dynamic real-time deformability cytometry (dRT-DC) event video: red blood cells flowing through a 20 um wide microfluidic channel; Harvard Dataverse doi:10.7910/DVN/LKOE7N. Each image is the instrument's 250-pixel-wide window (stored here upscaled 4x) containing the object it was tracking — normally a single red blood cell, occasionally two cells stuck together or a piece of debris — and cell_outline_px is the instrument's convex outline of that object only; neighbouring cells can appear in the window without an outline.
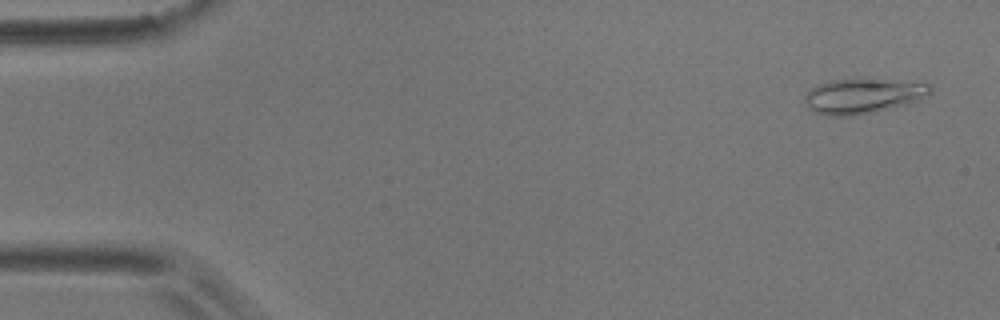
{"species": "common noctule bat (a hibernating species)", "species_latin": "Nyctalus noctula", "temperature_condition": "room temperature", "stored_images_in_passage": 55, "camera_frame_rate_fps": 3000, "um_per_image_px": 0.085, "animal": {"sex": "male", "body_mass_g": 17.9}, "frame": {"image": 1, "passage_image": 3, "time_ms": 0.667, "image_size_px": [1000, 320], "cell_outline_px": [[932, 92], [908, 104], [852, 116], [828, 116], [812, 112], [808, 108], [804, 100], [804, 96], [812, 88], [828, 80], [896, 80], [932, 84]], "centroid_in_image_um": [73.32, 8.17], "position_along_channel_um": 11.7, "area_um2": 25.32}}
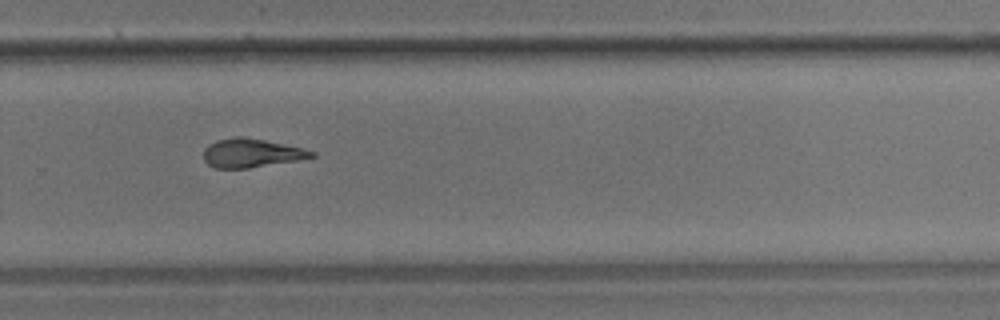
{"frame": {"image": 2, "passage_image": 37, "time_ms": 12.0, "image_size_px": [1000, 320], "cell_outline_px": [[316, 156], [296, 160], [248, 168], [212, 168], [204, 160], [204, 148], [208, 144], [216, 140], [236, 136], [244, 136], [264, 140], [300, 148], [316, 152]], "centroid_in_image_um": [21.3, 13.0], "position_along_channel_um": 308.5, "area_um2": 17.92}}
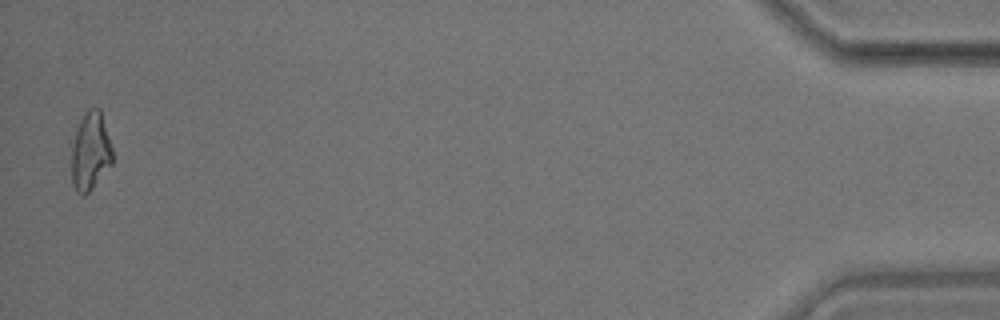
{"frame": {"image": 3, "passage_image": 54, "time_ms": 17.667, "image_size_px": [1000, 320], "cell_outline_px": [[112, 164], [88, 192], [84, 196], [76, 192], [72, 184], [68, 140], [84, 112], [88, 108], [100, 108], [112, 148]], "centroid_in_image_um": [7.59, 12.83], "position_along_channel_um": 427.6, "area_um2": 19.59}, "authors_computed_cell_mechanics": {"area_um2": 18.496, "velocity_mm_per_s": 3.6708, "shape_relaxation_time_tau1_ms": 8.4903, "shape_relaxation_time_tau2_ms": 3.6296, "deformation_change_tau1": 0.2249, "deformation_change_tau2": 0.1275}}